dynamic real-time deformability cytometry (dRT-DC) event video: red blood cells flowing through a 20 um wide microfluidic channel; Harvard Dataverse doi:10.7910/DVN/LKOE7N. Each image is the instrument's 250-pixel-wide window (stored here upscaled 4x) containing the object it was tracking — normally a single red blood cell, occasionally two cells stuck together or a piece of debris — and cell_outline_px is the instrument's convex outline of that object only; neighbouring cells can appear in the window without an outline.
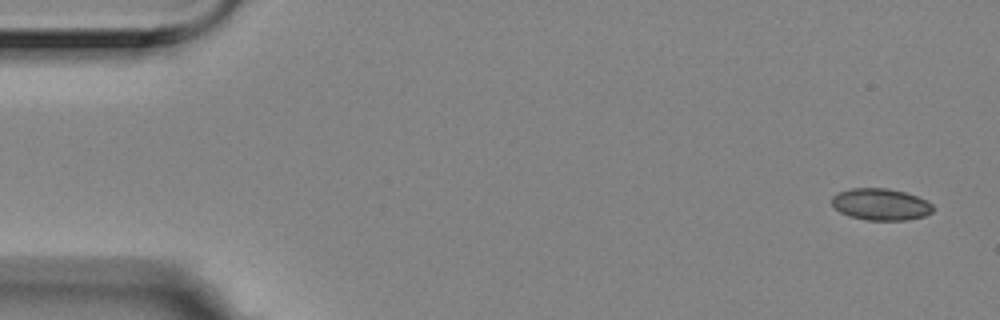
{"species": "Egyptian fruit bat (a non-hibernating species)", "species_latin": "Rousettus aegyptiacus", "temperature_condition": "room temperature", "stored_images_in_passage": 4, "camera_frame_rate_fps": 3000, "um_per_image_px": 0.085, "animal": {"sex": "female"}, "frame": {"image": 1, "passage_image": 1, "time_ms": 0.0, "image_size_px": [1000, 320], "cell_outline_px": [[932, 212], [924, 216], [908, 220], [868, 220], [848, 216], [840, 212], [832, 204], [832, 196], [840, 192], [852, 188], [888, 188], [904, 192], [916, 196], [932, 204]], "centroid_in_image_um": [74.85, 17.37], "position_along_channel_um": 10.2, "area_um2": 18.55}}
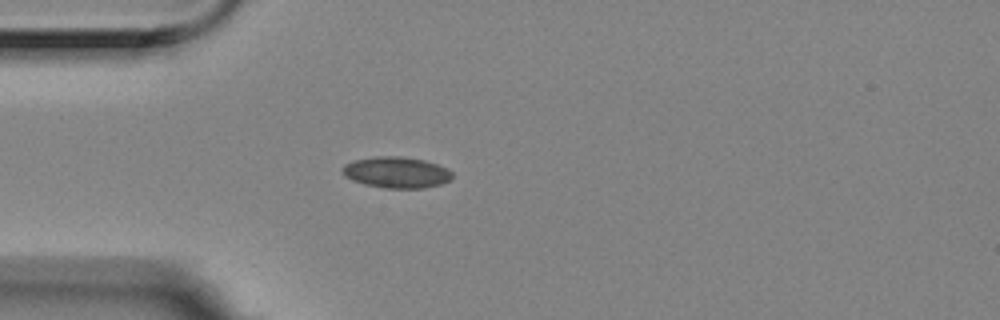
{"frame": {"image": 2, "passage_image": 4, "time_ms": 1.0, "image_size_px": [1000, 320], "cell_outline_px": [[452, 180], [440, 184], [424, 188], [384, 188], [364, 184], [352, 180], [344, 176], [340, 172], [340, 168], [344, 164], [352, 160], [376, 156], [400, 156], [424, 160], [448, 168], [452, 172]], "centroid_in_image_um": [33.66, 14.65], "position_along_channel_um": 51.3, "area_um2": 20.23}}